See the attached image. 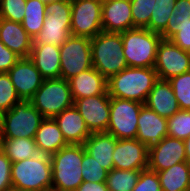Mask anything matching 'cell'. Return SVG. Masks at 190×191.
<instances>
[{"mask_svg":"<svg viewBox=\"0 0 190 191\" xmlns=\"http://www.w3.org/2000/svg\"><path fill=\"white\" fill-rule=\"evenodd\" d=\"M158 79L154 67H127L107 80L108 94L144 104Z\"/></svg>","mask_w":190,"mask_h":191,"instance_id":"1","label":"cell"},{"mask_svg":"<svg viewBox=\"0 0 190 191\" xmlns=\"http://www.w3.org/2000/svg\"><path fill=\"white\" fill-rule=\"evenodd\" d=\"M12 189L16 191H51L52 166L50 156L38 154L12 163Z\"/></svg>","mask_w":190,"mask_h":191,"instance_id":"2","label":"cell"},{"mask_svg":"<svg viewBox=\"0 0 190 191\" xmlns=\"http://www.w3.org/2000/svg\"><path fill=\"white\" fill-rule=\"evenodd\" d=\"M83 145L68 144L50 156L52 190L76 191L83 182Z\"/></svg>","mask_w":190,"mask_h":191,"instance_id":"3","label":"cell"},{"mask_svg":"<svg viewBox=\"0 0 190 191\" xmlns=\"http://www.w3.org/2000/svg\"><path fill=\"white\" fill-rule=\"evenodd\" d=\"M93 67L107 80L127 68L121 33L100 32L91 39Z\"/></svg>","mask_w":190,"mask_h":191,"instance_id":"4","label":"cell"},{"mask_svg":"<svg viewBox=\"0 0 190 191\" xmlns=\"http://www.w3.org/2000/svg\"><path fill=\"white\" fill-rule=\"evenodd\" d=\"M123 53L128 67H154L162 36L147 28H134L121 33Z\"/></svg>","mask_w":190,"mask_h":191,"instance_id":"5","label":"cell"},{"mask_svg":"<svg viewBox=\"0 0 190 191\" xmlns=\"http://www.w3.org/2000/svg\"><path fill=\"white\" fill-rule=\"evenodd\" d=\"M44 116L31 104L21 100L0 115V138L34 139Z\"/></svg>","mask_w":190,"mask_h":191,"instance_id":"6","label":"cell"},{"mask_svg":"<svg viewBox=\"0 0 190 191\" xmlns=\"http://www.w3.org/2000/svg\"><path fill=\"white\" fill-rule=\"evenodd\" d=\"M43 28L34 37L33 44L61 46L71 36V0L46 4Z\"/></svg>","mask_w":190,"mask_h":191,"instance_id":"7","label":"cell"},{"mask_svg":"<svg viewBox=\"0 0 190 191\" xmlns=\"http://www.w3.org/2000/svg\"><path fill=\"white\" fill-rule=\"evenodd\" d=\"M29 101L44 118H55L63 110L74 105L69 80L62 78L44 79Z\"/></svg>","mask_w":190,"mask_h":191,"instance_id":"8","label":"cell"},{"mask_svg":"<svg viewBox=\"0 0 190 191\" xmlns=\"http://www.w3.org/2000/svg\"><path fill=\"white\" fill-rule=\"evenodd\" d=\"M141 102L110 97V114L107 133L117 139H136Z\"/></svg>","mask_w":190,"mask_h":191,"instance_id":"9","label":"cell"},{"mask_svg":"<svg viewBox=\"0 0 190 191\" xmlns=\"http://www.w3.org/2000/svg\"><path fill=\"white\" fill-rule=\"evenodd\" d=\"M60 78L69 80L93 67L91 39L71 35L60 46Z\"/></svg>","mask_w":190,"mask_h":191,"instance_id":"10","label":"cell"},{"mask_svg":"<svg viewBox=\"0 0 190 191\" xmlns=\"http://www.w3.org/2000/svg\"><path fill=\"white\" fill-rule=\"evenodd\" d=\"M103 0H71V35L94 38L102 32Z\"/></svg>","mask_w":190,"mask_h":191,"instance_id":"11","label":"cell"},{"mask_svg":"<svg viewBox=\"0 0 190 191\" xmlns=\"http://www.w3.org/2000/svg\"><path fill=\"white\" fill-rule=\"evenodd\" d=\"M154 69L160 80L190 71V52L182 50L171 40L161 39L157 47Z\"/></svg>","mask_w":190,"mask_h":191,"instance_id":"12","label":"cell"},{"mask_svg":"<svg viewBox=\"0 0 190 191\" xmlns=\"http://www.w3.org/2000/svg\"><path fill=\"white\" fill-rule=\"evenodd\" d=\"M74 106L83 117L91 133L107 132L110 114L109 94L75 99Z\"/></svg>","mask_w":190,"mask_h":191,"instance_id":"13","label":"cell"},{"mask_svg":"<svg viewBox=\"0 0 190 191\" xmlns=\"http://www.w3.org/2000/svg\"><path fill=\"white\" fill-rule=\"evenodd\" d=\"M149 148L138 139H117L112 159L113 169H148Z\"/></svg>","mask_w":190,"mask_h":191,"instance_id":"14","label":"cell"},{"mask_svg":"<svg viewBox=\"0 0 190 191\" xmlns=\"http://www.w3.org/2000/svg\"><path fill=\"white\" fill-rule=\"evenodd\" d=\"M185 161L183 140L166 136L159 143L149 147L148 169L151 171H163Z\"/></svg>","mask_w":190,"mask_h":191,"instance_id":"15","label":"cell"},{"mask_svg":"<svg viewBox=\"0 0 190 191\" xmlns=\"http://www.w3.org/2000/svg\"><path fill=\"white\" fill-rule=\"evenodd\" d=\"M7 73L18 97L24 101H29L44 81V78L29 58H20Z\"/></svg>","mask_w":190,"mask_h":191,"instance_id":"16","label":"cell"},{"mask_svg":"<svg viewBox=\"0 0 190 191\" xmlns=\"http://www.w3.org/2000/svg\"><path fill=\"white\" fill-rule=\"evenodd\" d=\"M133 29L130 0L102 1V31L122 33Z\"/></svg>","mask_w":190,"mask_h":191,"instance_id":"17","label":"cell"},{"mask_svg":"<svg viewBox=\"0 0 190 191\" xmlns=\"http://www.w3.org/2000/svg\"><path fill=\"white\" fill-rule=\"evenodd\" d=\"M166 136H168L167 119L144 105L138 116L136 139L149 148L159 143Z\"/></svg>","mask_w":190,"mask_h":191,"instance_id":"18","label":"cell"},{"mask_svg":"<svg viewBox=\"0 0 190 191\" xmlns=\"http://www.w3.org/2000/svg\"><path fill=\"white\" fill-rule=\"evenodd\" d=\"M0 40L21 58H29L33 38L25 31L20 22L0 18Z\"/></svg>","mask_w":190,"mask_h":191,"instance_id":"19","label":"cell"},{"mask_svg":"<svg viewBox=\"0 0 190 191\" xmlns=\"http://www.w3.org/2000/svg\"><path fill=\"white\" fill-rule=\"evenodd\" d=\"M159 116L168 119L180 110L178 101L168 80H160L154 84L144 103Z\"/></svg>","mask_w":190,"mask_h":191,"instance_id":"20","label":"cell"},{"mask_svg":"<svg viewBox=\"0 0 190 191\" xmlns=\"http://www.w3.org/2000/svg\"><path fill=\"white\" fill-rule=\"evenodd\" d=\"M29 59L44 79L60 78V47L52 44H33Z\"/></svg>","mask_w":190,"mask_h":191,"instance_id":"21","label":"cell"},{"mask_svg":"<svg viewBox=\"0 0 190 191\" xmlns=\"http://www.w3.org/2000/svg\"><path fill=\"white\" fill-rule=\"evenodd\" d=\"M54 119L68 144L83 145L91 135L83 117L74 105L63 110Z\"/></svg>","mask_w":190,"mask_h":191,"instance_id":"22","label":"cell"},{"mask_svg":"<svg viewBox=\"0 0 190 191\" xmlns=\"http://www.w3.org/2000/svg\"><path fill=\"white\" fill-rule=\"evenodd\" d=\"M73 99L108 94L107 79L94 67L69 79Z\"/></svg>","mask_w":190,"mask_h":191,"instance_id":"23","label":"cell"},{"mask_svg":"<svg viewBox=\"0 0 190 191\" xmlns=\"http://www.w3.org/2000/svg\"><path fill=\"white\" fill-rule=\"evenodd\" d=\"M117 138L107 132H92L84 142L85 151L108 172L113 169V151Z\"/></svg>","mask_w":190,"mask_h":191,"instance_id":"24","label":"cell"},{"mask_svg":"<svg viewBox=\"0 0 190 191\" xmlns=\"http://www.w3.org/2000/svg\"><path fill=\"white\" fill-rule=\"evenodd\" d=\"M34 141L37 145L38 152L48 156L53 155L68 145L54 118H45L41 122L35 134Z\"/></svg>","mask_w":190,"mask_h":191,"instance_id":"25","label":"cell"},{"mask_svg":"<svg viewBox=\"0 0 190 191\" xmlns=\"http://www.w3.org/2000/svg\"><path fill=\"white\" fill-rule=\"evenodd\" d=\"M162 191H190V164L181 162L157 172Z\"/></svg>","mask_w":190,"mask_h":191,"instance_id":"26","label":"cell"},{"mask_svg":"<svg viewBox=\"0 0 190 191\" xmlns=\"http://www.w3.org/2000/svg\"><path fill=\"white\" fill-rule=\"evenodd\" d=\"M0 149L12 163L40 154L34 139L24 137L0 138Z\"/></svg>","mask_w":190,"mask_h":191,"instance_id":"27","label":"cell"},{"mask_svg":"<svg viewBox=\"0 0 190 191\" xmlns=\"http://www.w3.org/2000/svg\"><path fill=\"white\" fill-rule=\"evenodd\" d=\"M45 9L46 4L40 0H26L24 19L21 24L33 39L43 28Z\"/></svg>","mask_w":190,"mask_h":191,"instance_id":"28","label":"cell"},{"mask_svg":"<svg viewBox=\"0 0 190 191\" xmlns=\"http://www.w3.org/2000/svg\"><path fill=\"white\" fill-rule=\"evenodd\" d=\"M162 39L171 40L182 50L190 52V18L184 20H169Z\"/></svg>","mask_w":190,"mask_h":191,"instance_id":"29","label":"cell"},{"mask_svg":"<svg viewBox=\"0 0 190 191\" xmlns=\"http://www.w3.org/2000/svg\"><path fill=\"white\" fill-rule=\"evenodd\" d=\"M141 171L112 169L107 174V188L109 191H132Z\"/></svg>","mask_w":190,"mask_h":191,"instance_id":"30","label":"cell"},{"mask_svg":"<svg viewBox=\"0 0 190 191\" xmlns=\"http://www.w3.org/2000/svg\"><path fill=\"white\" fill-rule=\"evenodd\" d=\"M176 0H156L152 9L148 30L162 34L175 8Z\"/></svg>","mask_w":190,"mask_h":191,"instance_id":"31","label":"cell"},{"mask_svg":"<svg viewBox=\"0 0 190 191\" xmlns=\"http://www.w3.org/2000/svg\"><path fill=\"white\" fill-rule=\"evenodd\" d=\"M169 137L185 140L190 136V110H179L167 119Z\"/></svg>","mask_w":190,"mask_h":191,"instance_id":"32","label":"cell"},{"mask_svg":"<svg viewBox=\"0 0 190 191\" xmlns=\"http://www.w3.org/2000/svg\"><path fill=\"white\" fill-rule=\"evenodd\" d=\"M181 110H190V71L168 80Z\"/></svg>","mask_w":190,"mask_h":191,"instance_id":"33","label":"cell"},{"mask_svg":"<svg viewBox=\"0 0 190 191\" xmlns=\"http://www.w3.org/2000/svg\"><path fill=\"white\" fill-rule=\"evenodd\" d=\"M20 101L9 74L0 73V115L12 109Z\"/></svg>","mask_w":190,"mask_h":191,"instance_id":"34","label":"cell"},{"mask_svg":"<svg viewBox=\"0 0 190 191\" xmlns=\"http://www.w3.org/2000/svg\"><path fill=\"white\" fill-rule=\"evenodd\" d=\"M83 181L106 182L108 171L104 169L92 156H90L83 146L82 159Z\"/></svg>","mask_w":190,"mask_h":191,"instance_id":"35","label":"cell"},{"mask_svg":"<svg viewBox=\"0 0 190 191\" xmlns=\"http://www.w3.org/2000/svg\"><path fill=\"white\" fill-rule=\"evenodd\" d=\"M134 28H146L149 25L152 9L156 0H130Z\"/></svg>","mask_w":190,"mask_h":191,"instance_id":"36","label":"cell"},{"mask_svg":"<svg viewBox=\"0 0 190 191\" xmlns=\"http://www.w3.org/2000/svg\"><path fill=\"white\" fill-rule=\"evenodd\" d=\"M25 7L26 0H0V18L21 23Z\"/></svg>","mask_w":190,"mask_h":191,"instance_id":"37","label":"cell"},{"mask_svg":"<svg viewBox=\"0 0 190 191\" xmlns=\"http://www.w3.org/2000/svg\"><path fill=\"white\" fill-rule=\"evenodd\" d=\"M132 191H162L157 172L142 170Z\"/></svg>","mask_w":190,"mask_h":191,"instance_id":"38","label":"cell"},{"mask_svg":"<svg viewBox=\"0 0 190 191\" xmlns=\"http://www.w3.org/2000/svg\"><path fill=\"white\" fill-rule=\"evenodd\" d=\"M11 167V160L0 149V191L12 190Z\"/></svg>","mask_w":190,"mask_h":191,"instance_id":"39","label":"cell"},{"mask_svg":"<svg viewBox=\"0 0 190 191\" xmlns=\"http://www.w3.org/2000/svg\"><path fill=\"white\" fill-rule=\"evenodd\" d=\"M20 58V56L9 50L0 40V73H7Z\"/></svg>","mask_w":190,"mask_h":191,"instance_id":"40","label":"cell"},{"mask_svg":"<svg viewBox=\"0 0 190 191\" xmlns=\"http://www.w3.org/2000/svg\"><path fill=\"white\" fill-rule=\"evenodd\" d=\"M169 20H184L190 18V0H176L175 8Z\"/></svg>","mask_w":190,"mask_h":191,"instance_id":"41","label":"cell"},{"mask_svg":"<svg viewBox=\"0 0 190 191\" xmlns=\"http://www.w3.org/2000/svg\"><path fill=\"white\" fill-rule=\"evenodd\" d=\"M76 191H109L106 182H89L83 181Z\"/></svg>","mask_w":190,"mask_h":191,"instance_id":"42","label":"cell"},{"mask_svg":"<svg viewBox=\"0 0 190 191\" xmlns=\"http://www.w3.org/2000/svg\"><path fill=\"white\" fill-rule=\"evenodd\" d=\"M184 144H185L186 162L190 164V136L184 140Z\"/></svg>","mask_w":190,"mask_h":191,"instance_id":"43","label":"cell"},{"mask_svg":"<svg viewBox=\"0 0 190 191\" xmlns=\"http://www.w3.org/2000/svg\"><path fill=\"white\" fill-rule=\"evenodd\" d=\"M40 1L44 2L45 4H49L51 2L58 1V0H40Z\"/></svg>","mask_w":190,"mask_h":191,"instance_id":"44","label":"cell"}]
</instances>
